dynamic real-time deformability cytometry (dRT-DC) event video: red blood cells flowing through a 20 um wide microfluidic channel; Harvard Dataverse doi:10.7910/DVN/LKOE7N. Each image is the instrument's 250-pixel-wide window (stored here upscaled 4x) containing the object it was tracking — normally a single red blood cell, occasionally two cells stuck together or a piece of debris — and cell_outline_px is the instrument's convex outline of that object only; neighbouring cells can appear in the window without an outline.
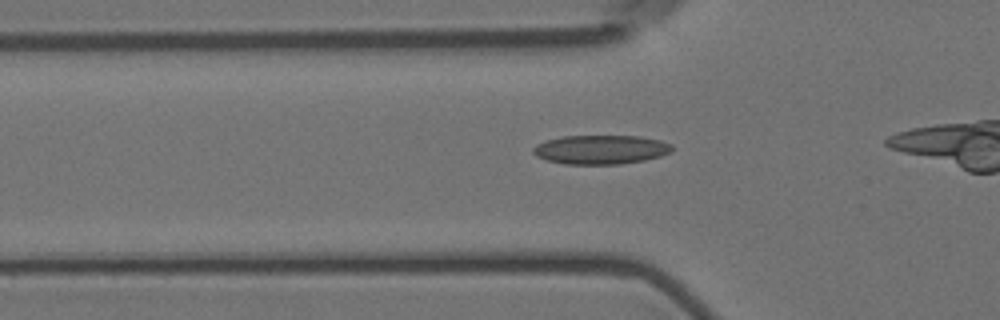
{"species": "Egyptian fruit bat (a non-hibernating species)", "species_latin": "Rousettus aegyptiacus", "temperature_condition": "room temperature", "stored_images_in_passage": 33, "camera_frame_rate_fps": 3000, "um_per_image_px": 0.085, "animal": {"sex": "female"}, "frame": {"image": 1, "passage_image": 6, "time_ms": 1.667, "image_size_px": [1000, 320], "cell_outline_px": [[672, 152], [660, 156], [644, 160], [620, 164], [564, 164], [548, 160], [536, 156], [532, 152], [532, 148], [536, 144], [548, 140], [564, 136], [640, 136], [660, 140], [672, 144]], "centroid_in_image_um": [51.07, 12.71], "position_along_channel_um": 74.7, "area_um2": 23.52}}
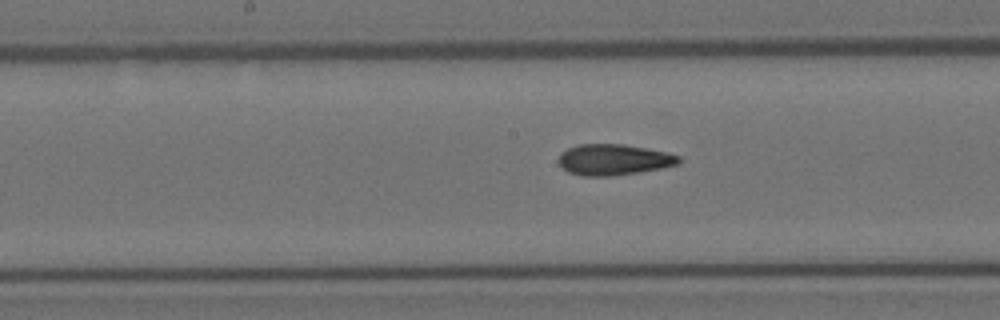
{"frame": {"image": 2, "passage_image": 16, "time_ms": 5.0, "image_size_px": [1000, 320], "cell_outline_px": [[680, 164], [640, 172], [612, 176], [584, 176], [568, 172], [556, 160], [568, 148], [580, 144], [624, 144], [668, 152], [680, 156]], "centroid_in_image_um": [52.19, 13.57], "position_along_channel_um": 196.0, "area_um2": 21.68}}
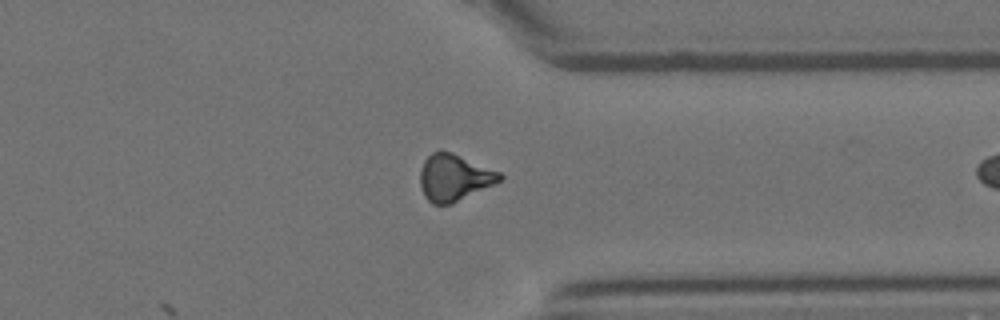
{"frame": {"image": 3, "passage_image": 31, "time_ms": 10.0, "image_size_px": [1000, 320], "cell_outline_px": [[504, 176], [500, 180], [452, 204], [432, 204], [424, 196], [420, 184], [420, 172], [424, 160], [432, 152], [440, 148], [452, 152], [500, 172]], "centroid_in_image_um": [38.56, 15.07], "position_along_channel_um": 372.8, "area_um2": 21.56}}